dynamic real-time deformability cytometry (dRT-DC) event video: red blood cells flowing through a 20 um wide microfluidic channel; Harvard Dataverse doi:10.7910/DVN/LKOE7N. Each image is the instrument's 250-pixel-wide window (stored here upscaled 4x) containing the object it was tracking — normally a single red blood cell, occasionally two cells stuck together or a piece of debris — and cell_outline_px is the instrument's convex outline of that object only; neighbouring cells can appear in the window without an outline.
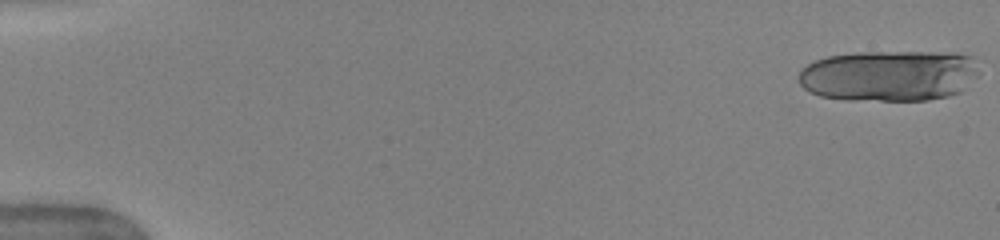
{"species": "human", "species_latin": "Homo sapiens", "temperature_condition": "warm", "stored_images_in_passage": 14, "camera_frame_rate_fps": 3000, "um_per_image_px": 0.085, "donor": {"sex": "female"}, "frame": {"image": 1, "passage_image": 1, "time_ms": 0.0, "image_size_px": [1000, 240], "cell_outline_px": [[980, 72], [960, 92], [948, 96], [928, 100], [848, 100], [820, 96], [808, 92], [800, 84], [800, 72], [808, 64], [816, 60], [828, 56], [856, 52], [956, 52], [972, 56]], "centroid_in_image_um": [75.6, 6.42], "position_along_channel_um": 9.4, "area_um2": 54.04}}